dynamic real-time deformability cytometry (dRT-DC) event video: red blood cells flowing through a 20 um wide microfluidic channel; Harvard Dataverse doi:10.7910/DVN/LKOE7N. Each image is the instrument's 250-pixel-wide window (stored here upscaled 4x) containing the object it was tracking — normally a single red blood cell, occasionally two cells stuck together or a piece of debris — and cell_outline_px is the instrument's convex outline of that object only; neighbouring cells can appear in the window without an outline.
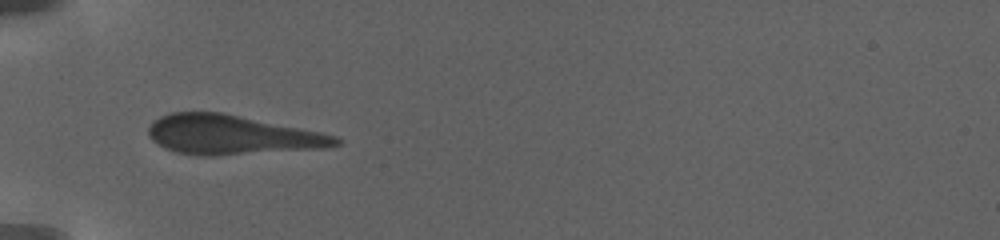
{"species": "human", "species_latin": "Homo sapiens", "temperature_condition": "warm", "stored_images_in_passage": 72, "camera_frame_rate_fps": 3000, "um_per_image_px": 0.085, "donor": {"sex": "female"}, "frame": {"image": 1, "passage_image": 1, "time_ms": 0.0, "image_size_px": [1000, 240], "cell_outline_px": [[340, 144], [328, 148], [216, 156], [196, 156], [176, 152], [152, 140], [148, 136], [148, 128], [160, 116], [172, 112], [220, 112], [320, 132], [336, 136], [340, 140]], "centroid_in_image_um": [19.71, 11.48], "position_along_channel_um": 65.3, "area_um2": 42.83}}
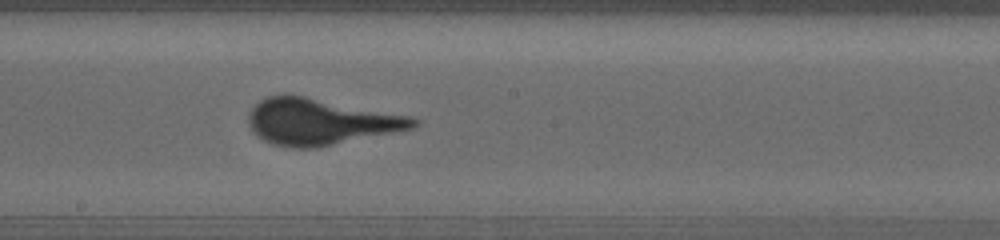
{"frame": {"image": 2, "passage_image": 28, "time_ms": 5.667, "image_size_px": [1000, 240], "cell_outline_px": [[420, 120], [412, 128], [316, 148], [292, 148], [272, 144], [256, 136], [252, 132], [248, 124], [248, 116], [252, 108], [260, 100], [268, 96], [284, 92], [408, 116]], "centroid_in_image_um": [27.12, 10.34], "position_along_channel_um": 221.1, "area_um2": 44.22}}
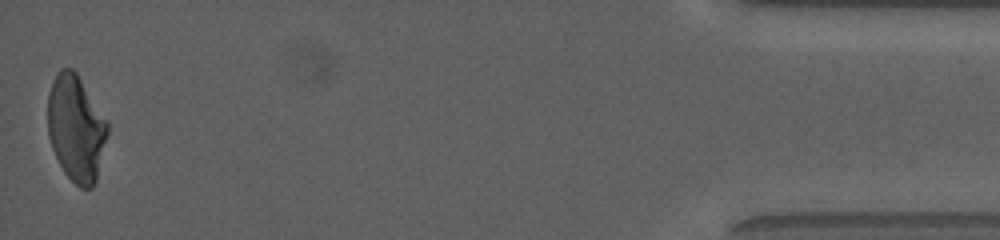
{"frame": {"image": 3, "passage_image": 72, "time_ms": 15.667, "image_size_px": [1000, 240], "cell_outline_px": [[108, 132], [96, 180], [92, 188], [80, 188], [64, 172], [52, 148], [48, 136], [48, 92], [60, 68], [72, 68], [76, 72], [108, 124]], "centroid_in_image_um": [6.45, 10.91], "position_along_channel_um": 428.8, "area_um2": 36.41}}